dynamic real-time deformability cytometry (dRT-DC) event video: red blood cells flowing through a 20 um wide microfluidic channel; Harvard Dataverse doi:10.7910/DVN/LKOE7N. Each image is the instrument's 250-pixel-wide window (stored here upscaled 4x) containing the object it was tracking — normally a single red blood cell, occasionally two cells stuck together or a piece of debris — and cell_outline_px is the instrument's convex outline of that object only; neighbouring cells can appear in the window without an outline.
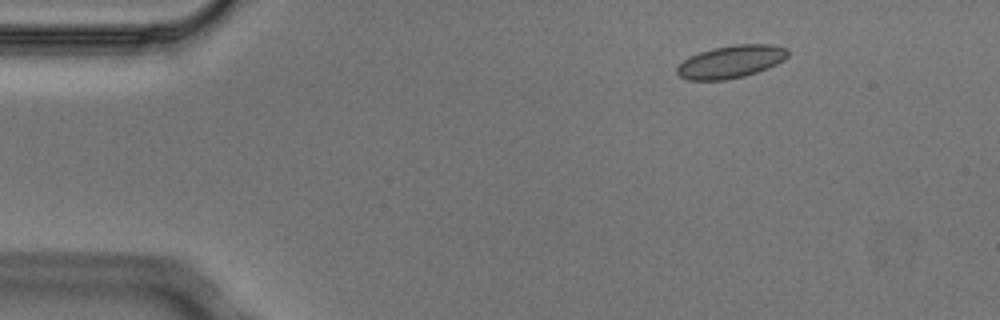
{"species": "Egyptian fruit bat (a non-hibernating species)", "species_latin": "Rousettus aegyptiacus", "temperature_condition": "cold", "stored_images_in_passage": 3, "camera_frame_rate_fps": 3000, "um_per_image_px": 0.085, "animal": {"sex": "male"}, "frame": {"image": 1, "passage_image": 1, "time_ms": 0.0, "image_size_px": [1000, 320], "cell_outline_px": [[788, 56], [784, 60], [768, 68], [744, 76], [724, 80], [688, 80], [680, 76], [676, 72], [676, 68], [684, 60], [700, 52], [712, 48], [732, 44], [772, 44], [788, 48]], "centroid_in_image_um": [62.15, 5.23], "position_along_channel_um": 22.8, "area_um2": 21.1}}